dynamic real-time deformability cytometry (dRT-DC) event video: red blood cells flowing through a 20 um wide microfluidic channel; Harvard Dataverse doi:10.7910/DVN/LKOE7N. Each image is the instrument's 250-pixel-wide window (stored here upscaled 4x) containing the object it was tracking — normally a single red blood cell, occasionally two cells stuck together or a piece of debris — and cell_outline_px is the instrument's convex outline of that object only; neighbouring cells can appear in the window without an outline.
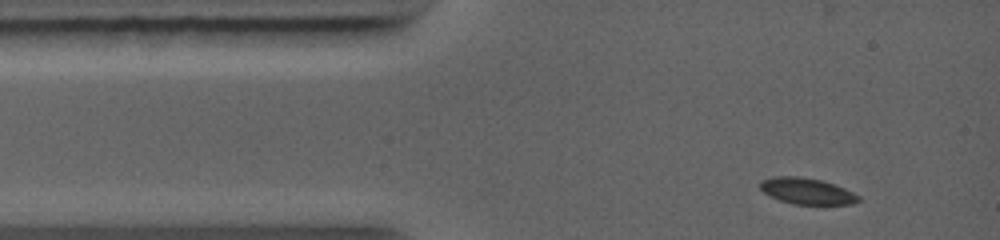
{"species": "common noctule bat (a hibernating species)", "species_latin": "Nyctalus noctula", "temperature_condition": "warm", "stored_images_in_passage": 7, "camera_frame_rate_fps": 5000, "um_per_image_px": 0.085, "animal": {"sex": "female", "body_mass_g": 19.0, "forearm_length_mm": 56.7}, "frame": {"image": 1, "passage_image": 1, "time_ms": 0.0, "image_size_px": [1000, 240], "cell_outline_px": [[860, 200], [852, 204], [792, 204], [768, 196], [760, 188], [760, 180], [772, 176], [800, 176], [820, 180], [844, 188], [860, 196]], "centroid_in_image_um": [68.54, 16.24], "position_along_channel_um": 16.5, "area_um2": 15.03}}
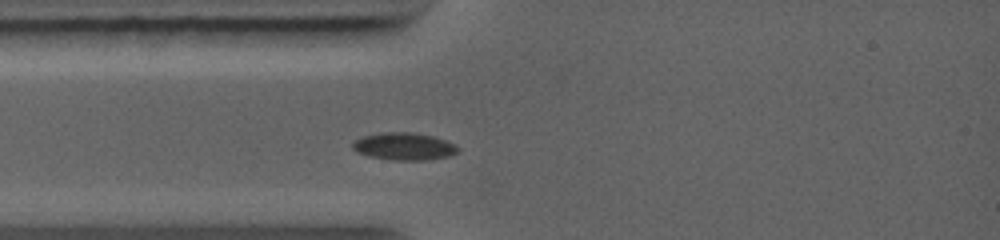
{"frame": {"image": 2, "passage_image": 5, "time_ms": 1.6, "image_size_px": [1000, 240], "cell_outline_px": [[460, 152], [448, 156], [424, 160], [392, 160], [368, 156], [356, 152], [352, 148], [352, 144], [356, 140], [364, 136], [392, 132], [412, 132], [432, 136], [456, 144], [460, 148]], "centroid_in_image_um": [34.38, 12.45], "position_along_channel_um": 50.6, "area_um2": 16.7}}
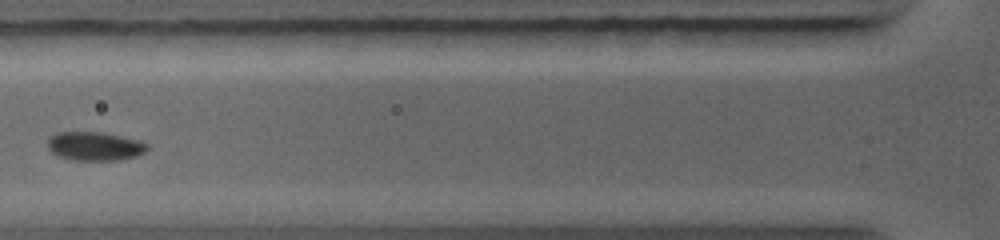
{"frame": {"image": 3, "passage_image": 7, "time_ms": 3.0, "image_size_px": [1000, 240], "cell_outline_px": [[148, 148], [144, 152], [136, 156], [116, 160], [72, 160], [60, 156], [52, 152], [48, 148], [48, 140], [56, 132], [100, 132], [140, 140], [148, 144]], "centroid_in_image_um": [8.06, 12.42], "position_along_channel_um": 117.7, "area_um2": 16.53}}